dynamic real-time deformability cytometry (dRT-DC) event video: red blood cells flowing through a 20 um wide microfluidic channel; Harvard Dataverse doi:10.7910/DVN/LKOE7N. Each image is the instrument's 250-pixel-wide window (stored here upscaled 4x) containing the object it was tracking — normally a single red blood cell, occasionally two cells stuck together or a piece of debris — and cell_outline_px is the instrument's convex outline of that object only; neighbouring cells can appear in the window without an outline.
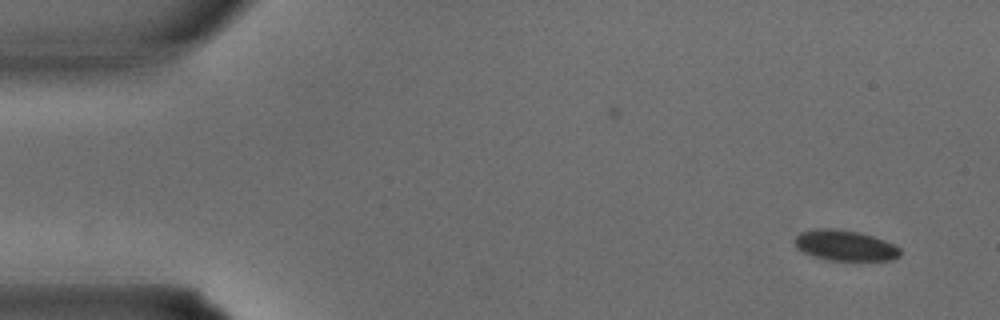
{"species": "common noctule bat (a hibernating species)", "species_latin": "Nyctalus noctula", "temperature_condition": "warm", "stored_images_in_passage": 8, "camera_frame_rate_fps": 3000, "um_per_image_px": 0.085, "animal": {"sex": "male", "body_mass_g": 15.6}, "frame": {"image": 1, "passage_image": 1, "time_ms": 0.0, "image_size_px": [1000, 320], "cell_outline_px": [[900, 256], [892, 260], [828, 260], [812, 256], [796, 248], [792, 240], [800, 232], [812, 228], [836, 228], [860, 232], [884, 240], [900, 248]], "centroid_in_image_um": [71.77, 20.85], "position_along_channel_um": 13.2, "area_um2": 19.02}}
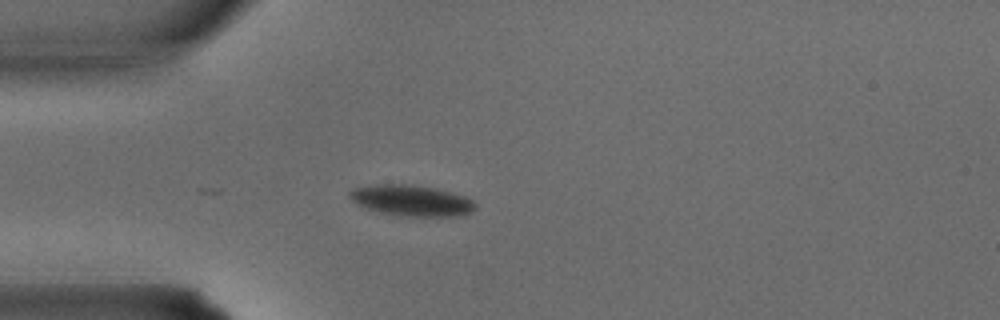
{"frame": {"image": 2, "passage_image": 8, "time_ms": 2.333, "image_size_px": [1000, 320], "cell_outline_px": [[476, 208], [472, 212], [456, 216], [400, 216], [380, 212], [364, 208], [352, 200], [348, 196], [348, 192], [352, 188], [376, 184], [408, 184], [436, 188], [452, 192], [464, 196], [472, 200], [476, 204]], "centroid_in_image_um": [34.96, 17.04], "position_along_channel_um": 50.0, "area_um2": 22.83}}